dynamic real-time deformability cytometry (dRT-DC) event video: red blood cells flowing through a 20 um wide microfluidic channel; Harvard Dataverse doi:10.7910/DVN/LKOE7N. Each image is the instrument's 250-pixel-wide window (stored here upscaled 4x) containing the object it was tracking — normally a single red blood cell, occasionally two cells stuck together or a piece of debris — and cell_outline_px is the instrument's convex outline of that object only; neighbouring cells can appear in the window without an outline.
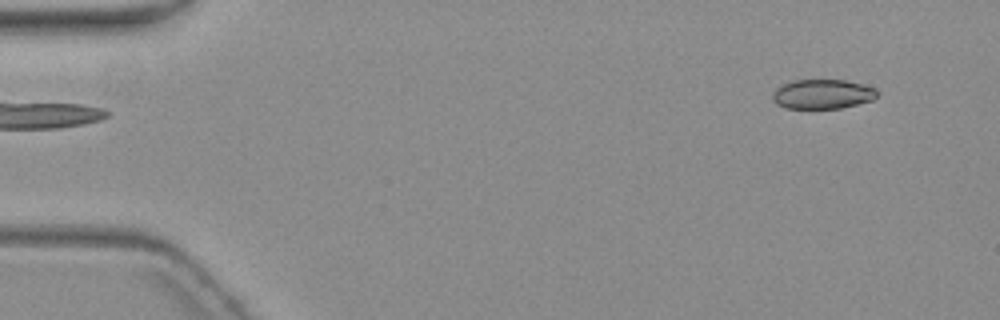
{"species": "common noctule bat (a hibernating species)", "species_latin": "Nyctalus noctula", "temperature_condition": "warm", "stored_images_in_passage": 3, "segment_of_instrument_passage": [2, 2], "camera_frame_rate_fps": 3000, "um_per_image_px": 0.085, "animal": {"sex": "female", "body_mass_g": 19.3, "forearm_length_mm": 54.1}, "frame": {"image": 1, "passage_image": 3, "time_ms": 2.667, "image_size_px": [1000, 320], "cell_outline_px": [[876, 96], [872, 100], [840, 108], [788, 108], [776, 104], [772, 100], [772, 92], [776, 88], [792, 80], [844, 80], [860, 84], [872, 88], [876, 92]], "centroid_in_image_um": [69.84, 8.0], "position_along_channel_um": 15.2, "area_um2": 17.69}}